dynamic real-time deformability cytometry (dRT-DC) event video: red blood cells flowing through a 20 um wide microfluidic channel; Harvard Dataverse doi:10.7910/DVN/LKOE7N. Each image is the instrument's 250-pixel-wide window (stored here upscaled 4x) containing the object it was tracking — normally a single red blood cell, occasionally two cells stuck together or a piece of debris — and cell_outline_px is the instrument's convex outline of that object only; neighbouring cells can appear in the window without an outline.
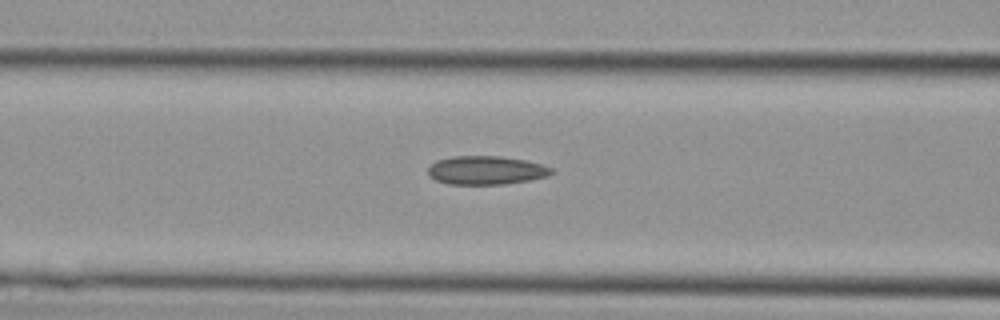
{"species": "Egyptian fruit bat (a non-hibernating species)", "species_latin": "Rousettus aegyptiacus", "temperature_condition": "cold", "stored_images_in_passage": 5, "camera_frame_rate_fps": 3000, "um_per_image_px": 0.085, "animal": {"sex": "female"}, "frame": {"image": 1, "passage_image": 4, "time_ms": 1.0, "image_size_px": [1000, 320], "cell_outline_px": [[552, 172], [548, 176], [528, 180], [504, 184], [448, 184], [436, 180], [428, 176], [428, 168], [436, 160], [452, 156], [500, 156], [524, 160], [540, 164], [552, 168]], "centroid_in_image_um": [41.27, 14.47], "position_along_channel_um": 125.3, "area_um2": 20.46}}